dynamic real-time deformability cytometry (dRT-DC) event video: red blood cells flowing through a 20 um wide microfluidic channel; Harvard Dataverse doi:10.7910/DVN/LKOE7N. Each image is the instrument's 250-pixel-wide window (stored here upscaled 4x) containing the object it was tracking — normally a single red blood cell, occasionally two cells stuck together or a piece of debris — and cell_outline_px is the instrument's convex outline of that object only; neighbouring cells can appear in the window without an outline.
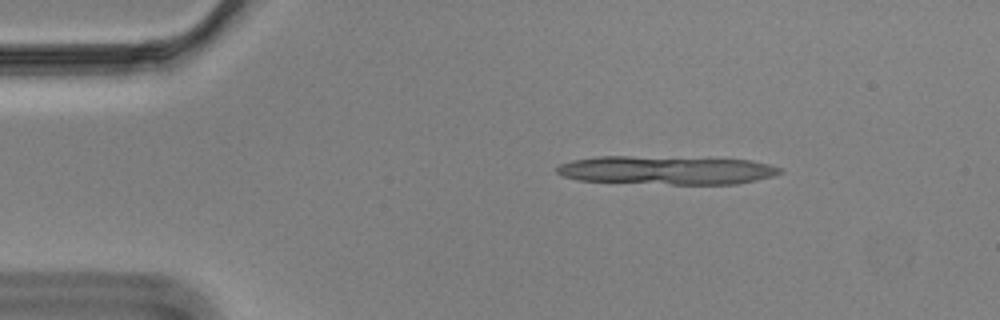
{"species": "Egyptian fruit bat (a non-hibernating species)", "species_latin": "Rousettus aegyptiacus", "temperature_condition": "cold", "stored_images_in_passage": 11, "camera_frame_rate_fps": 3000, "um_per_image_px": 0.085, "animal": {"sex": "male"}, "frame": {"image": 1, "passage_image": 1, "time_ms": 0.0, "image_size_px": [1000, 320], "cell_outline_px": [[784, 172], [772, 176], [756, 180], [736, 184], [672, 184], [576, 180], [564, 176], [556, 172], [556, 168], [560, 164], [572, 160], [600, 156], [628, 156], [748, 160], [768, 164], [784, 168]], "centroid_in_image_um": [56.66, 14.47], "position_along_channel_um": 28.3, "area_um2": 36.82}}